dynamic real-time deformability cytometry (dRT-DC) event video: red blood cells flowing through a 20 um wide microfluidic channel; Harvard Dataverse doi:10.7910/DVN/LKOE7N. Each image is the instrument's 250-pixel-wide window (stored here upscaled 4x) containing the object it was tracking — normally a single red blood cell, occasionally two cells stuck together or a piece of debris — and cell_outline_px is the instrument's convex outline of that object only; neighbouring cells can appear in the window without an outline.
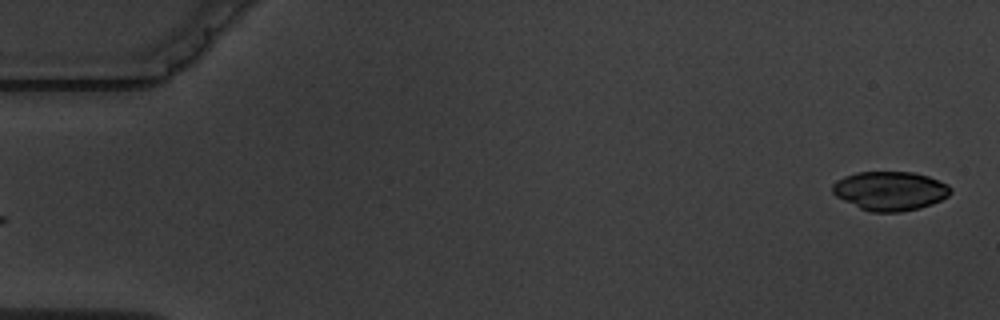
{"species": "common noctule bat (a hibernating species)", "species_latin": "Nyctalus noctula", "temperature_condition": "warm", "stored_images_in_passage": 5, "segment_of_instrument_passage": [2, 2], "camera_frame_rate_fps": 3000, "um_per_image_px": 0.085, "animal": {"sex": "male", "body_mass_g": 19.5, "forearm_length_mm": 54.6}, "frame": {"image": 1, "passage_image": 5, "time_ms": 6.333, "image_size_px": [1000, 320], "cell_outline_px": [[952, 192], [948, 196], [932, 204], [920, 208], [900, 212], [872, 212], [860, 208], [836, 196], [832, 192], [832, 184], [836, 180], [844, 176], [856, 172], [912, 172], [928, 176], [948, 184], [952, 188]], "centroid_in_image_um": [75.66, 16.22], "position_along_channel_um": 9.3, "area_um2": 26.93}}